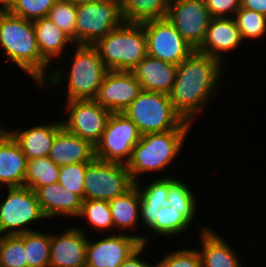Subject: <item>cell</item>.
I'll return each mask as SVG.
<instances>
[{
    "label": "cell",
    "instance_id": "obj_20",
    "mask_svg": "<svg viewBox=\"0 0 266 267\" xmlns=\"http://www.w3.org/2000/svg\"><path fill=\"white\" fill-rule=\"evenodd\" d=\"M199 229L201 246L198 249L202 267H244L236 249H233L225 237L216 233L210 226Z\"/></svg>",
    "mask_w": 266,
    "mask_h": 267
},
{
    "label": "cell",
    "instance_id": "obj_4",
    "mask_svg": "<svg viewBox=\"0 0 266 267\" xmlns=\"http://www.w3.org/2000/svg\"><path fill=\"white\" fill-rule=\"evenodd\" d=\"M192 124L184 121L177 129L168 132L150 133L140 137L126 163L134 182L141 181L143 173L163 171L173 165L182 153L184 141ZM180 154V155H179ZM140 177V178H139Z\"/></svg>",
    "mask_w": 266,
    "mask_h": 267
},
{
    "label": "cell",
    "instance_id": "obj_23",
    "mask_svg": "<svg viewBox=\"0 0 266 267\" xmlns=\"http://www.w3.org/2000/svg\"><path fill=\"white\" fill-rule=\"evenodd\" d=\"M62 127L61 121L30 126L23 130H6L19 144L27 160L48 157L57 131Z\"/></svg>",
    "mask_w": 266,
    "mask_h": 267
},
{
    "label": "cell",
    "instance_id": "obj_35",
    "mask_svg": "<svg viewBox=\"0 0 266 267\" xmlns=\"http://www.w3.org/2000/svg\"><path fill=\"white\" fill-rule=\"evenodd\" d=\"M76 15L77 4L67 0H58L50 9L47 17L66 33L75 44Z\"/></svg>",
    "mask_w": 266,
    "mask_h": 267
},
{
    "label": "cell",
    "instance_id": "obj_30",
    "mask_svg": "<svg viewBox=\"0 0 266 267\" xmlns=\"http://www.w3.org/2000/svg\"><path fill=\"white\" fill-rule=\"evenodd\" d=\"M60 167L55 165L49 157L27 160L24 187L36 190L38 187L57 183Z\"/></svg>",
    "mask_w": 266,
    "mask_h": 267
},
{
    "label": "cell",
    "instance_id": "obj_12",
    "mask_svg": "<svg viewBox=\"0 0 266 267\" xmlns=\"http://www.w3.org/2000/svg\"><path fill=\"white\" fill-rule=\"evenodd\" d=\"M142 24L147 39V55L151 57L178 65L195 50L167 17Z\"/></svg>",
    "mask_w": 266,
    "mask_h": 267
},
{
    "label": "cell",
    "instance_id": "obj_31",
    "mask_svg": "<svg viewBox=\"0 0 266 267\" xmlns=\"http://www.w3.org/2000/svg\"><path fill=\"white\" fill-rule=\"evenodd\" d=\"M83 218L90 228L95 231H109L113 230L112 214L109 208V202L106 200H83L81 212L78 216Z\"/></svg>",
    "mask_w": 266,
    "mask_h": 267
},
{
    "label": "cell",
    "instance_id": "obj_36",
    "mask_svg": "<svg viewBox=\"0 0 266 267\" xmlns=\"http://www.w3.org/2000/svg\"><path fill=\"white\" fill-rule=\"evenodd\" d=\"M89 163L60 166L58 183L84 200V176Z\"/></svg>",
    "mask_w": 266,
    "mask_h": 267
},
{
    "label": "cell",
    "instance_id": "obj_18",
    "mask_svg": "<svg viewBox=\"0 0 266 267\" xmlns=\"http://www.w3.org/2000/svg\"><path fill=\"white\" fill-rule=\"evenodd\" d=\"M27 158L19 144L0 124V188L23 187Z\"/></svg>",
    "mask_w": 266,
    "mask_h": 267
},
{
    "label": "cell",
    "instance_id": "obj_5",
    "mask_svg": "<svg viewBox=\"0 0 266 267\" xmlns=\"http://www.w3.org/2000/svg\"><path fill=\"white\" fill-rule=\"evenodd\" d=\"M93 46L108 70L131 71L147 56L143 24L124 22Z\"/></svg>",
    "mask_w": 266,
    "mask_h": 267
},
{
    "label": "cell",
    "instance_id": "obj_6",
    "mask_svg": "<svg viewBox=\"0 0 266 267\" xmlns=\"http://www.w3.org/2000/svg\"><path fill=\"white\" fill-rule=\"evenodd\" d=\"M124 113L136 124L141 136L177 129L183 118L175 111L169 94L142 90Z\"/></svg>",
    "mask_w": 266,
    "mask_h": 267
},
{
    "label": "cell",
    "instance_id": "obj_10",
    "mask_svg": "<svg viewBox=\"0 0 266 267\" xmlns=\"http://www.w3.org/2000/svg\"><path fill=\"white\" fill-rule=\"evenodd\" d=\"M140 137L136 124L124 112L111 113L106 128L95 145V158L126 164Z\"/></svg>",
    "mask_w": 266,
    "mask_h": 267
},
{
    "label": "cell",
    "instance_id": "obj_32",
    "mask_svg": "<svg viewBox=\"0 0 266 267\" xmlns=\"http://www.w3.org/2000/svg\"><path fill=\"white\" fill-rule=\"evenodd\" d=\"M0 267H27L23 233L0 236Z\"/></svg>",
    "mask_w": 266,
    "mask_h": 267
},
{
    "label": "cell",
    "instance_id": "obj_24",
    "mask_svg": "<svg viewBox=\"0 0 266 267\" xmlns=\"http://www.w3.org/2000/svg\"><path fill=\"white\" fill-rule=\"evenodd\" d=\"M33 22L35 33L37 36L38 47L41 56L52 66V60L57 64L61 63L59 60L64 61L62 56L66 47L69 45L74 46L72 39L64 33L49 17L36 19ZM57 60V61H56Z\"/></svg>",
    "mask_w": 266,
    "mask_h": 267
},
{
    "label": "cell",
    "instance_id": "obj_26",
    "mask_svg": "<svg viewBox=\"0 0 266 267\" xmlns=\"http://www.w3.org/2000/svg\"><path fill=\"white\" fill-rule=\"evenodd\" d=\"M124 21L142 24L165 18L170 0H119Z\"/></svg>",
    "mask_w": 266,
    "mask_h": 267
},
{
    "label": "cell",
    "instance_id": "obj_33",
    "mask_svg": "<svg viewBox=\"0 0 266 267\" xmlns=\"http://www.w3.org/2000/svg\"><path fill=\"white\" fill-rule=\"evenodd\" d=\"M233 18L243 41L259 40L266 35V15L240 7Z\"/></svg>",
    "mask_w": 266,
    "mask_h": 267
},
{
    "label": "cell",
    "instance_id": "obj_21",
    "mask_svg": "<svg viewBox=\"0 0 266 267\" xmlns=\"http://www.w3.org/2000/svg\"><path fill=\"white\" fill-rule=\"evenodd\" d=\"M131 72L142 90L169 94L176 80L177 65L147 55Z\"/></svg>",
    "mask_w": 266,
    "mask_h": 267
},
{
    "label": "cell",
    "instance_id": "obj_29",
    "mask_svg": "<svg viewBox=\"0 0 266 267\" xmlns=\"http://www.w3.org/2000/svg\"><path fill=\"white\" fill-rule=\"evenodd\" d=\"M193 224L182 215V210L164 207L156 213V223L148 230L152 235L174 238L186 233ZM189 228V229H188ZM152 231V232H150ZM184 232V233H183Z\"/></svg>",
    "mask_w": 266,
    "mask_h": 267
},
{
    "label": "cell",
    "instance_id": "obj_9",
    "mask_svg": "<svg viewBox=\"0 0 266 267\" xmlns=\"http://www.w3.org/2000/svg\"><path fill=\"white\" fill-rule=\"evenodd\" d=\"M135 185L126 164L94 159L84 176V200H112Z\"/></svg>",
    "mask_w": 266,
    "mask_h": 267
},
{
    "label": "cell",
    "instance_id": "obj_37",
    "mask_svg": "<svg viewBox=\"0 0 266 267\" xmlns=\"http://www.w3.org/2000/svg\"><path fill=\"white\" fill-rule=\"evenodd\" d=\"M155 267H202V261L197 248L186 247L165 253Z\"/></svg>",
    "mask_w": 266,
    "mask_h": 267
},
{
    "label": "cell",
    "instance_id": "obj_11",
    "mask_svg": "<svg viewBox=\"0 0 266 267\" xmlns=\"http://www.w3.org/2000/svg\"><path fill=\"white\" fill-rule=\"evenodd\" d=\"M112 233L95 241L88 237L86 267H120L142 245L150 242L146 234H122L115 230Z\"/></svg>",
    "mask_w": 266,
    "mask_h": 267
},
{
    "label": "cell",
    "instance_id": "obj_15",
    "mask_svg": "<svg viewBox=\"0 0 266 267\" xmlns=\"http://www.w3.org/2000/svg\"><path fill=\"white\" fill-rule=\"evenodd\" d=\"M141 91L131 71L108 70L94 100L111 113H123Z\"/></svg>",
    "mask_w": 266,
    "mask_h": 267
},
{
    "label": "cell",
    "instance_id": "obj_7",
    "mask_svg": "<svg viewBox=\"0 0 266 267\" xmlns=\"http://www.w3.org/2000/svg\"><path fill=\"white\" fill-rule=\"evenodd\" d=\"M124 22L119 0L78 3L75 44L94 45Z\"/></svg>",
    "mask_w": 266,
    "mask_h": 267
},
{
    "label": "cell",
    "instance_id": "obj_1",
    "mask_svg": "<svg viewBox=\"0 0 266 267\" xmlns=\"http://www.w3.org/2000/svg\"><path fill=\"white\" fill-rule=\"evenodd\" d=\"M223 66L219 60L197 50L177 65L176 80L169 97L184 121L194 125L197 115L212 103L217 88L220 90L223 85L222 77L226 71Z\"/></svg>",
    "mask_w": 266,
    "mask_h": 267
},
{
    "label": "cell",
    "instance_id": "obj_22",
    "mask_svg": "<svg viewBox=\"0 0 266 267\" xmlns=\"http://www.w3.org/2000/svg\"><path fill=\"white\" fill-rule=\"evenodd\" d=\"M48 157L59 167L75 163H90L95 159V146L62 126L55 135Z\"/></svg>",
    "mask_w": 266,
    "mask_h": 267
},
{
    "label": "cell",
    "instance_id": "obj_2",
    "mask_svg": "<svg viewBox=\"0 0 266 267\" xmlns=\"http://www.w3.org/2000/svg\"><path fill=\"white\" fill-rule=\"evenodd\" d=\"M0 46L7 61L24 71L36 83L34 86L40 87L50 76L52 67L41 56L31 20L0 12Z\"/></svg>",
    "mask_w": 266,
    "mask_h": 267
},
{
    "label": "cell",
    "instance_id": "obj_42",
    "mask_svg": "<svg viewBox=\"0 0 266 267\" xmlns=\"http://www.w3.org/2000/svg\"><path fill=\"white\" fill-rule=\"evenodd\" d=\"M241 7L266 15V0H240Z\"/></svg>",
    "mask_w": 266,
    "mask_h": 267
},
{
    "label": "cell",
    "instance_id": "obj_38",
    "mask_svg": "<svg viewBox=\"0 0 266 267\" xmlns=\"http://www.w3.org/2000/svg\"><path fill=\"white\" fill-rule=\"evenodd\" d=\"M58 0H18L9 11L12 15L34 21L47 17L50 9Z\"/></svg>",
    "mask_w": 266,
    "mask_h": 267
},
{
    "label": "cell",
    "instance_id": "obj_19",
    "mask_svg": "<svg viewBox=\"0 0 266 267\" xmlns=\"http://www.w3.org/2000/svg\"><path fill=\"white\" fill-rule=\"evenodd\" d=\"M43 214L49 220L68 216L78 218L83 200L57 183L38 187L35 190Z\"/></svg>",
    "mask_w": 266,
    "mask_h": 267
},
{
    "label": "cell",
    "instance_id": "obj_17",
    "mask_svg": "<svg viewBox=\"0 0 266 267\" xmlns=\"http://www.w3.org/2000/svg\"><path fill=\"white\" fill-rule=\"evenodd\" d=\"M243 42L233 17L212 18L205 40L197 51L225 65V53L236 50Z\"/></svg>",
    "mask_w": 266,
    "mask_h": 267
},
{
    "label": "cell",
    "instance_id": "obj_13",
    "mask_svg": "<svg viewBox=\"0 0 266 267\" xmlns=\"http://www.w3.org/2000/svg\"><path fill=\"white\" fill-rule=\"evenodd\" d=\"M64 110L68 116L64 121L61 120L62 126L95 146L106 128L111 112L95 100L86 99L66 101Z\"/></svg>",
    "mask_w": 266,
    "mask_h": 267
},
{
    "label": "cell",
    "instance_id": "obj_25",
    "mask_svg": "<svg viewBox=\"0 0 266 267\" xmlns=\"http://www.w3.org/2000/svg\"><path fill=\"white\" fill-rule=\"evenodd\" d=\"M108 202L112 214L113 229L128 234L129 230L134 232L138 226L140 227V191L136 185L125 194Z\"/></svg>",
    "mask_w": 266,
    "mask_h": 267
},
{
    "label": "cell",
    "instance_id": "obj_3",
    "mask_svg": "<svg viewBox=\"0 0 266 267\" xmlns=\"http://www.w3.org/2000/svg\"><path fill=\"white\" fill-rule=\"evenodd\" d=\"M74 56L69 58L71 62L69 73L64 67L57 64L52 67L50 76L41 84L39 88L54 89L58 85L67 82V101L69 100H94L98 94L105 74L108 69L99 57L97 49L93 45H74ZM60 66V67H59ZM56 67V68H55ZM66 73H64V71ZM65 74V75H64ZM67 77V81L65 78Z\"/></svg>",
    "mask_w": 266,
    "mask_h": 267
},
{
    "label": "cell",
    "instance_id": "obj_14",
    "mask_svg": "<svg viewBox=\"0 0 266 267\" xmlns=\"http://www.w3.org/2000/svg\"><path fill=\"white\" fill-rule=\"evenodd\" d=\"M166 17L195 50L204 42L212 19L203 0H170Z\"/></svg>",
    "mask_w": 266,
    "mask_h": 267
},
{
    "label": "cell",
    "instance_id": "obj_39",
    "mask_svg": "<svg viewBox=\"0 0 266 267\" xmlns=\"http://www.w3.org/2000/svg\"><path fill=\"white\" fill-rule=\"evenodd\" d=\"M212 18L234 17L241 7L240 0H205Z\"/></svg>",
    "mask_w": 266,
    "mask_h": 267
},
{
    "label": "cell",
    "instance_id": "obj_16",
    "mask_svg": "<svg viewBox=\"0 0 266 267\" xmlns=\"http://www.w3.org/2000/svg\"><path fill=\"white\" fill-rule=\"evenodd\" d=\"M86 230L67 227L62 233H51L50 267H86Z\"/></svg>",
    "mask_w": 266,
    "mask_h": 267
},
{
    "label": "cell",
    "instance_id": "obj_34",
    "mask_svg": "<svg viewBox=\"0 0 266 267\" xmlns=\"http://www.w3.org/2000/svg\"><path fill=\"white\" fill-rule=\"evenodd\" d=\"M142 183V184H141ZM138 190L140 191V198L147 205L161 206V208L169 207L168 190H169V177L160 175L159 178L150 180L144 184L143 181L135 182Z\"/></svg>",
    "mask_w": 266,
    "mask_h": 267
},
{
    "label": "cell",
    "instance_id": "obj_43",
    "mask_svg": "<svg viewBox=\"0 0 266 267\" xmlns=\"http://www.w3.org/2000/svg\"><path fill=\"white\" fill-rule=\"evenodd\" d=\"M18 0H0V12H9Z\"/></svg>",
    "mask_w": 266,
    "mask_h": 267
},
{
    "label": "cell",
    "instance_id": "obj_8",
    "mask_svg": "<svg viewBox=\"0 0 266 267\" xmlns=\"http://www.w3.org/2000/svg\"><path fill=\"white\" fill-rule=\"evenodd\" d=\"M6 189L3 192L7 196H3L0 201V236L38 230L30 225L47 218L37 201L35 191L24 186Z\"/></svg>",
    "mask_w": 266,
    "mask_h": 267
},
{
    "label": "cell",
    "instance_id": "obj_41",
    "mask_svg": "<svg viewBox=\"0 0 266 267\" xmlns=\"http://www.w3.org/2000/svg\"><path fill=\"white\" fill-rule=\"evenodd\" d=\"M146 247L148 246L142 245L127 260H125L120 267H155V264L152 265L151 263H149V261L143 259L141 256L142 253H145Z\"/></svg>",
    "mask_w": 266,
    "mask_h": 267
},
{
    "label": "cell",
    "instance_id": "obj_44",
    "mask_svg": "<svg viewBox=\"0 0 266 267\" xmlns=\"http://www.w3.org/2000/svg\"><path fill=\"white\" fill-rule=\"evenodd\" d=\"M67 1H71L75 4H78V3H83V2H93V1H96V0H67Z\"/></svg>",
    "mask_w": 266,
    "mask_h": 267
},
{
    "label": "cell",
    "instance_id": "obj_28",
    "mask_svg": "<svg viewBox=\"0 0 266 267\" xmlns=\"http://www.w3.org/2000/svg\"><path fill=\"white\" fill-rule=\"evenodd\" d=\"M27 267H50L51 233L40 230L23 233Z\"/></svg>",
    "mask_w": 266,
    "mask_h": 267
},
{
    "label": "cell",
    "instance_id": "obj_40",
    "mask_svg": "<svg viewBox=\"0 0 266 267\" xmlns=\"http://www.w3.org/2000/svg\"><path fill=\"white\" fill-rule=\"evenodd\" d=\"M161 209V206L147 205L140 198V224L143 228L150 229L156 223V213Z\"/></svg>",
    "mask_w": 266,
    "mask_h": 267
},
{
    "label": "cell",
    "instance_id": "obj_27",
    "mask_svg": "<svg viewBox=\"0 0 266 267\" xmlns=\"http://www.w3.org/2000/svg\"><path fill=\"white\" fill-rule=\"evenodd\" d=\"M196 194L192 190L191 186L184 180L177 178V176L169 177V190H168V202L169 208L175 210H182L184 215L191 223H195L194 219L198 216V207Z\"/></svg>",
    "mask_w": 266,
    "mask_h": 267
}]
</instances>
